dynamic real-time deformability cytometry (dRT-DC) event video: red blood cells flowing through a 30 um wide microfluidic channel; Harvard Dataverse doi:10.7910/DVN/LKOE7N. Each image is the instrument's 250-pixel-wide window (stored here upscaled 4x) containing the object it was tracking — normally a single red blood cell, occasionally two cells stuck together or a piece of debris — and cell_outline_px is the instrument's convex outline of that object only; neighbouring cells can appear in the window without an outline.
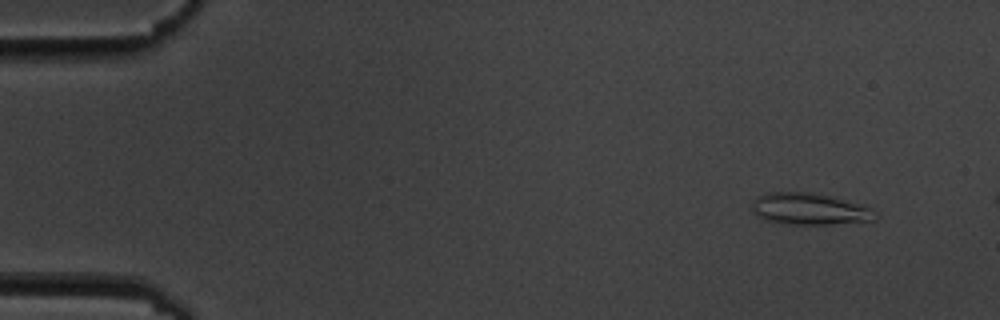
{"species": "common noctule bat (a hibernating species)", "species_latin": "Nyctalus noctula", "temperature_condition": "cold", "stored_images_in_passage": 5, "camera_frame_rate_fps": 3000, "um_per_image_px": 0.085, "animal": {"sex": "male", "body_mass_g": 19.5, "forearm_length_mm": 54.6}, "frame": {"image": 1, "passage_image": 2, "time_ms": 1.333, "image_size_px": [1000, 320], "cell_outline_px": [[876, 216], [872, 220], [832, 224], [788, 224], [764, 220], [756, 216], [752, 208], [752, 200], [756, 196], [768, 192], [812, 192], [832, 196], [860, 204], [872, 208], [876, 212]], "centroid_in_image_um": [68.76, 17.75], "position_along_channel_um": 16.2, "area_um2": 22.89}}